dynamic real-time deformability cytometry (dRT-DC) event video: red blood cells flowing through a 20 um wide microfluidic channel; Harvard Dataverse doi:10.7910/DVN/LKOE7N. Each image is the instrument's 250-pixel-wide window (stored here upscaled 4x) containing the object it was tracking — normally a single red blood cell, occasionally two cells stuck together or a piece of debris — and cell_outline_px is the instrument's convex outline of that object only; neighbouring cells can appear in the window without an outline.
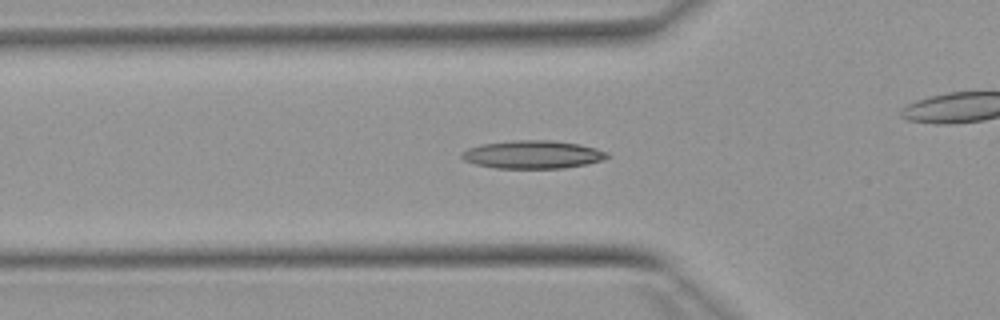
{"species": "Egyptian fruit bat (a non-hibernating species)", "species_latin": "Rousettus aegyptiacus", "temperature_condition": "warm", "stored_images_in_passage": 51, "camera_frame_rate_fps": 3000, "um_per_image_px": 0.085, "animal": {"sex": "female"}, "frame": {"image": 1, "passage_image": 16, "time_ms": 5.0, "image_size_px": [1000, 320], "cell_outline_px": [[612, 156], [604, 160], [564, 168], [496, 168], [476, 164], [464, 160], [460, 156], [460, 152], [468, 148], [480, 144], [512, 140], [552, 140], [580, 144], [596, 148], [608, 152]], "centroid_in_image_um": [45.29, 13.12], "position_along_channel_um": 80.5, "area_um2": 23.99}}
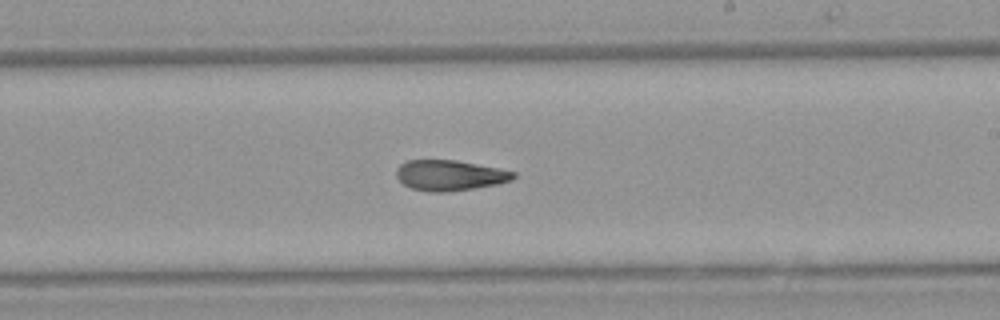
{"frame": {"image": 2, "passage_image": 29, "time_ms": 9.333, "image_size_px": [1000, 320], "cell_outline_px": [[516, 176], [512, 180], [496, 184], [472, 188], [444, 192], [432, 192], [412, 188], [404, 184], [396, 176], [396, 168], [400, 164], [408, 160], [456, 160], [516, 172]], "centroid_in_image_um": [38.21, 14.89], "position_along_channel_um": 250.8, "area_um2": 20.52}}
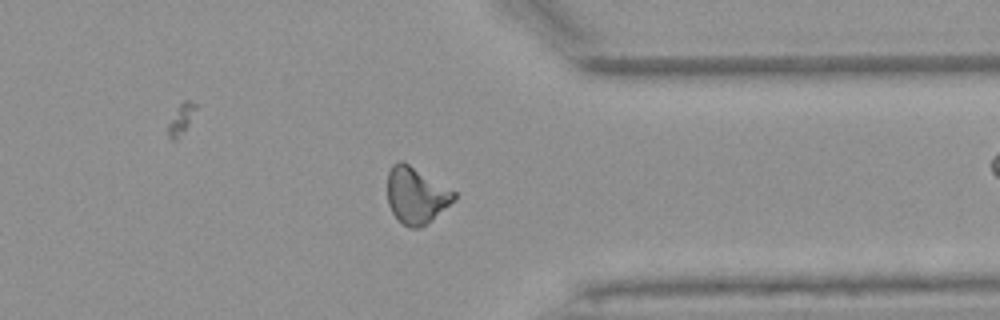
{"frame": {"image": 3, "passage_image": 39, "time_ms": 12.667, "image_size_px": [1000, 320], "cell_outline_px": [[456, 200], [432, 220], [420, 228], [408, 228], [392, 212], [388, 204], [388, 172], [392, 164], [400, 160], [404, 160], [456, 192]], "centroid_in_image_um": [35.39, 16.58], "position_along_channel_um": 376.0, "area_um2": 22.08}, "authors_computed_cell_mechanics": {"area_um2": 21.675, "velocity_mm_per_s": 3.9242, "shape_relaxation_time_tau1_ms": 9.1718, "shape_relaxation_time_tau2_ms": 3.3292, "deformation_change_tau1": 0.2401, "deformation_change_tau2": 0.1233}}